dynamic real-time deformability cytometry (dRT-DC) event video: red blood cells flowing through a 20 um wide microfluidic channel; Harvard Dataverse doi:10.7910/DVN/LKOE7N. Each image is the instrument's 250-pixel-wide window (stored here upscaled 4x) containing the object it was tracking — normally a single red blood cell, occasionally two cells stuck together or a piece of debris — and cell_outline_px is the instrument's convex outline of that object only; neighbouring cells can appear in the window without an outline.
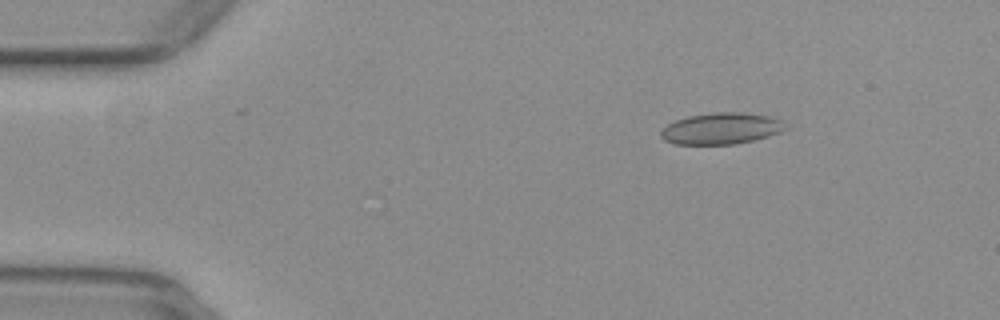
{"species": "common noctule bat (a hibernating species)", "species_latin": "Nyctalus noctula", "temperature_condition": "warm", "stored_images_in_passage": 48, "camera_frame_rate_fps": 3000, "um_per_image_px": 0.085, "animal": {"sex": "female", "body_mass_g": 29.2, "forearm_length_mm": 56.3}, "frame": {"image": 1, "passage_image": 3, "time_ms": 0.667, "image_size_px": [1000, 320], "cell_outline_px": [[784, 128], [780, 132], [768, 136], [736, 144], [676, 144], [664, 140], [660, 136], [660, 132], [668, 124], [676, 120], [688, 116], [712, 112], [744, 112], [772, 116], [780, 120]], "centroid_in_image_um": [61.27, 10.91], "position_along_channel_um": 23.7, "area_um2": 22.66}}
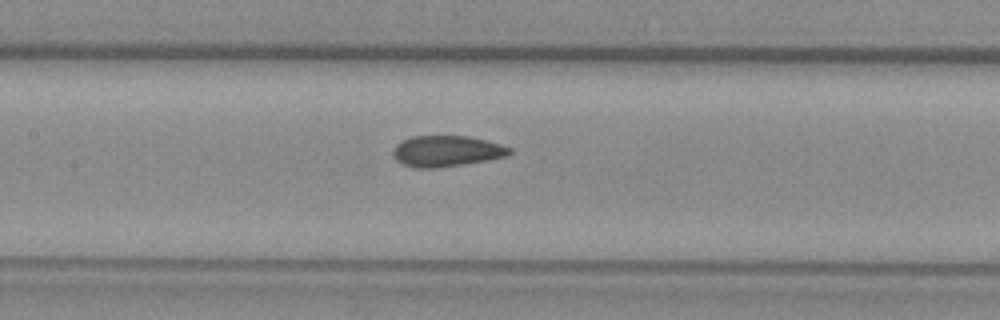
{"frame": {"image": 2, "passage_image": 20, "time_ms": 6.333, "image_size_px": [1000, 320], "cell_outline_px": [[512, 152], [504, 156], [484, 160], [436, 168], [412, 168], [396, 160], [392, 156], [392, 148], [396, 144], [412, 136], [468, 136], [500, 144], [512, 148]], "centroid_in_image_um": [37.89, 12.84], "position_along_channel_um": 169.5, "area_um2": 20.81}}
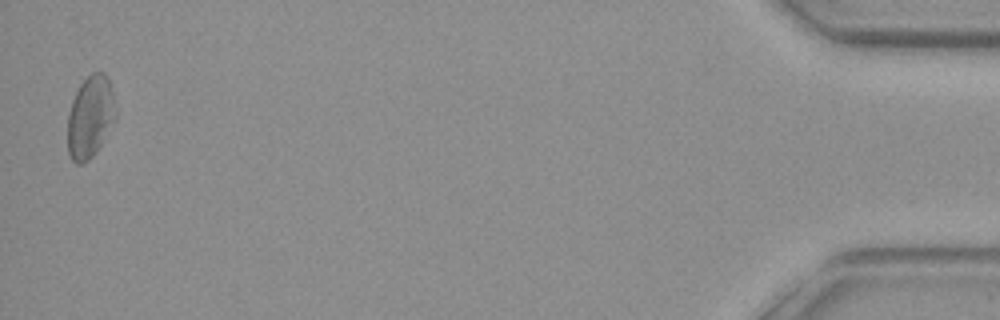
{"frame": {"image": 3, "passage_image": 47, "time_ms": 15.333, "image_size_px": [1000, 320], "cell_outline_px": [[116, 116], [96, 152], [88, 160], [80, 164], [76, 164], [68, 156], [68, 112], [72, 100], [80, 84], [92, 72], [104, 72], [108, 76], [116, 108]], "centroid_in_image_um": [7.66, 9.93], "position_along_channel_um": 427.5, "area_um2": 22.89}}